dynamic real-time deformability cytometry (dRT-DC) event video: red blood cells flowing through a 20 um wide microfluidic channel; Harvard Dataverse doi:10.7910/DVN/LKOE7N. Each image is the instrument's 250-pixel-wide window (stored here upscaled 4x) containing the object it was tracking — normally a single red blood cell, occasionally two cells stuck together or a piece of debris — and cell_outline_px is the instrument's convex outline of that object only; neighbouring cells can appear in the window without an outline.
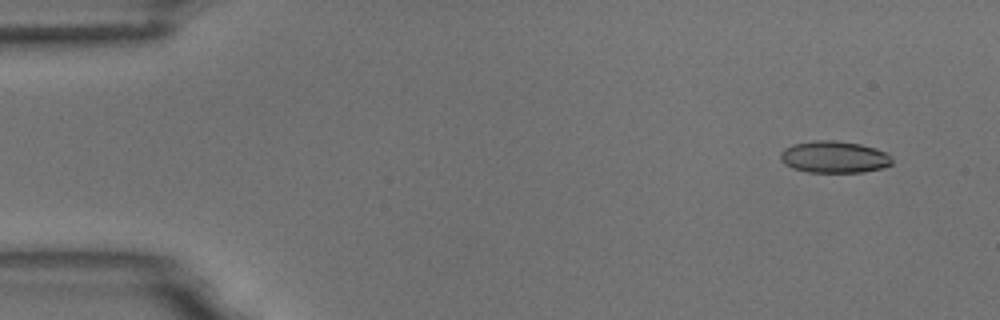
{"species": "common noctule bat (a hibernating species)", "species_latin": "Nyctalus noctula", "temperature_condition": "room temperature", "stored_images_in_passage": 6, "camera_frame_rate_fps": 3000, "um_per_image_px": 0.085, "animal": {"sex": "male", "body_mass_g": 18.8}, "frame": {"image": 1, "passage_image": 1, "time_ms": 0.0, "image_size_px": [1000, 320], "cell_outline_px": [[892, 164], [884, 168], [864, 172], [808, 172], [792, 168], [784, 164], [780, 160], [780, 152], [784, 148], [792, 144], [816, 140], [832, 140], [860, 144], [876, 148], [892, 156]], "centroid_in_image_um": [70.9, 13.35], "position_along_channel_um": 14.1, "area_um2": 20.92}}
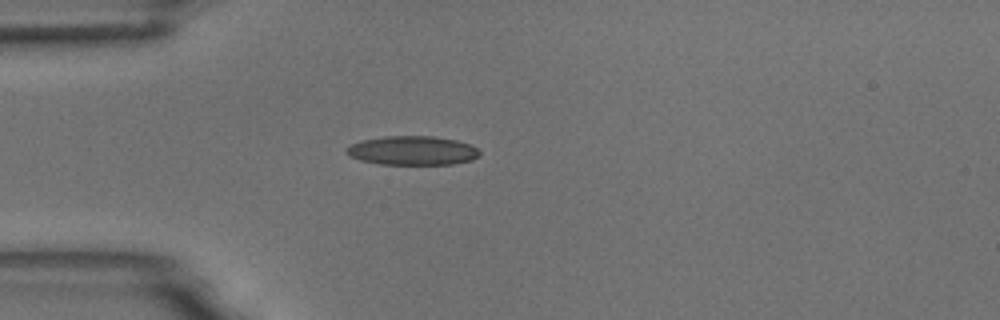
{"frame": {"image": 2, "passage_image": 4, "time_ms": 3.667, "image_size_px": [1000, 320], "cell_outline_px": [[480, 156], [472, 160], [452, 164], [380, 164], [360, 160], [352, 156], [344, 148], [352, 144], [364, 140], [384, 136], [432, 136], [456, 140], [472, 144], [480, 152]], "centroid_in_image_um": [35.11, 12.79], "position_along_channel_um": 49.9, "area_um2": 22.43}}